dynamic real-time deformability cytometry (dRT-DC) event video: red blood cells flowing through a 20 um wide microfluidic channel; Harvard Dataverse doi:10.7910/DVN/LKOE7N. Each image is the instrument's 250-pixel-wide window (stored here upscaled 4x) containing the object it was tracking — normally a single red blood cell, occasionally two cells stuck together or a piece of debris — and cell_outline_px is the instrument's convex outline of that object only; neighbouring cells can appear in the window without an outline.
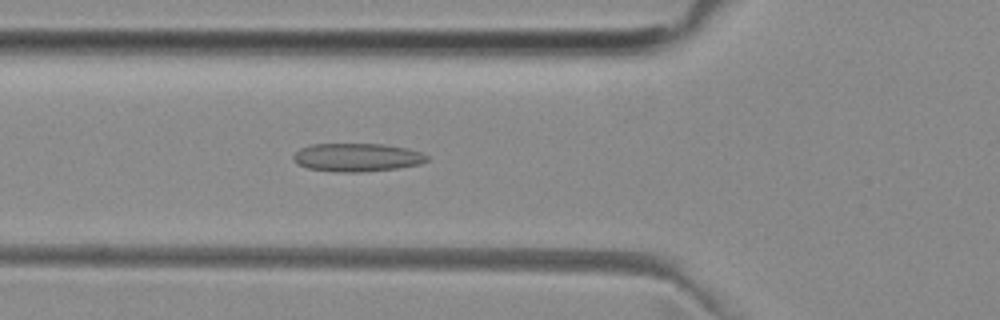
{"species": "common noctule bat (a hibernating species)", "species_latin": "Nyctalus noctula", "temperature_condition": "room temperature", "stored_images_in_passage": 39, "camera_frame_rate_fps": 3000, "um_per_image_px": 0.085, "animal": {"sex": "female", "body_mass_g": 29.2, "forearm_length_mm": 56.3}, "frame": {"image": 1, "passage_image": 11, "time_ms": 3.333, "image_size_px": [1000, 320], "cell_outline_px": [[428, 160], [420, 164], [396, 168], [360, 172], [336, 172], [308, 168], [292, 160], [292, 156], [300, 148], [312, 144], [380, 144], [408, 148], [420, 152], [428, 156]], "centroid_in_image_um": [30.33, 13.37], "position_along_channel_um": 95.5, "area_um2": 21.91}}
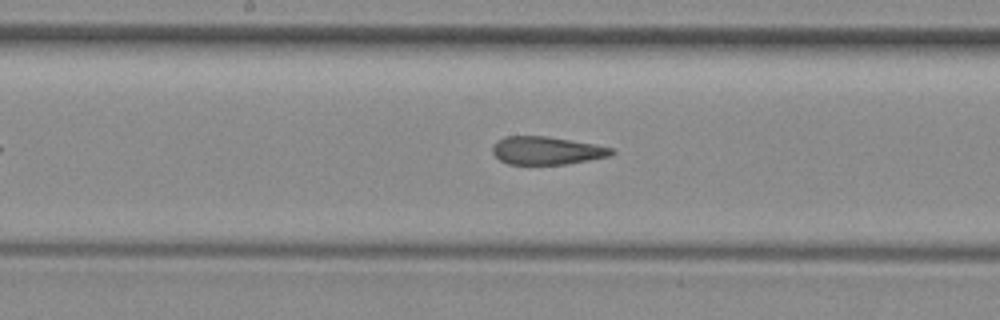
{"frame": {"image": 2, "passage_image": 19, "time_ms": 6.0, "image_size_px": [1000, 320], "cell_outline_px": [[616, 152], [608, 156], [568, 164], [508, 164], [500, 160], [492, 152], [492, 144], [504, 136], [548, 136], [592, 144], [612, 148]], "centroid_in_image_um": [46.42, 12.79], "position_along_channel_um": 201.8, "area_um2": 19.31}}
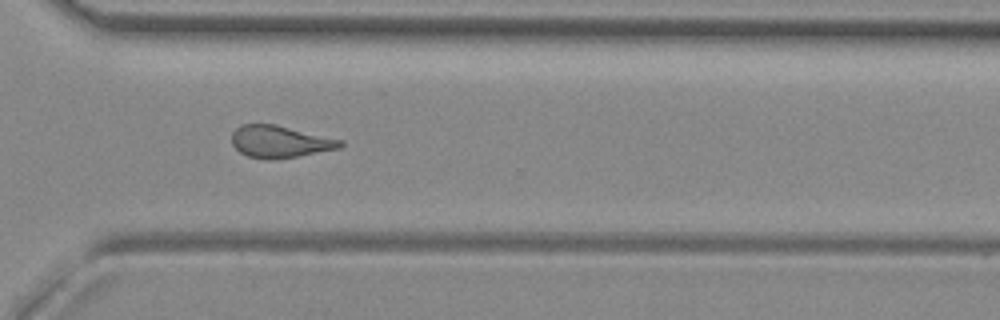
{"frame": {"image": 3, "passage_image": 30, "time_ms": 9.667, "image_size_px": [1000, 320], "cell_outline_px": [[344, 144], [340, 148], [296, 156], [248, 156], [240, 152], [232, 144], [232, 132], [240, 124], [276, 124], [344, 140]], "centroid_in_image_um": [23.82, 11.98], "position_along_channel_um": 346.8, "area_um2": 19.59}}